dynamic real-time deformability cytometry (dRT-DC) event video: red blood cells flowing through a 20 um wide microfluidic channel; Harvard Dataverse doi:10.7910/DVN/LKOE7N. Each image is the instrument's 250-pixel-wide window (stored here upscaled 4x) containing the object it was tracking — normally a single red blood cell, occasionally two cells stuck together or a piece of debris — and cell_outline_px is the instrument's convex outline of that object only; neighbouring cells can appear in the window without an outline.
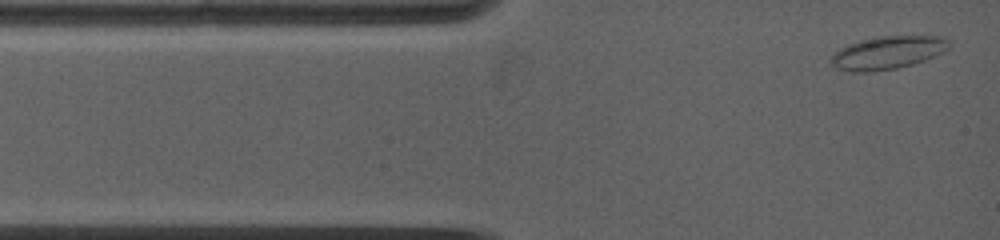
{"species": "common noctule bat (a hibernating species)", "species_latin": "Nyctalus noctula", "temperature_condition": "warm", "stored_images_in_passage": 25, "camera_frame_rate_fps": 5000, "um_per_image_px": 0.085, "animal": {"sex": "female", "body_mass_g": 19.0, "forearm_length_mm": 53.3}, "frame": {"image": 1, "passage_image": 1, "time_ms": 0.0, "image_size_px": [1000, 240], "cell_outline_px": [[948, 48], [924, 60], [912, 64], [896, 68], [864, 72], [852, 72], [836, 68], [832, 64], [832, 56], [840, 48], [848, 44], [860, 40], [880, 36], [940, 36], [948, 40]], "centroid_in_image_um": [75.41, 4.47], "position_along_channel_um": 9.6, "area_um2": 22.2}}
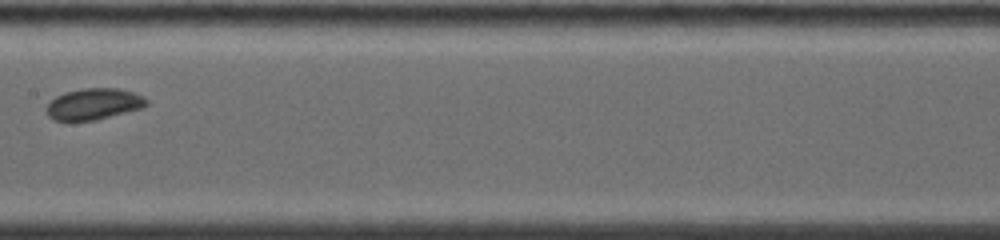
{"frame": {"image": 2, "passage_image": 13, "time_ms": 6.0, "image_size_px": [1000, 240], "cell_outline_px": [[148, 104], [144, 108], [96, 120], [56, 120], [48, 116], [44, 108], [56, 96], [64, 92], [84, 88], [120, 88], [144, 96], [148, 100]], "centroid_in_image_um": [8.0, 8.83], "position_along_channel_um": 199.4, "area_um2": 18.38}}
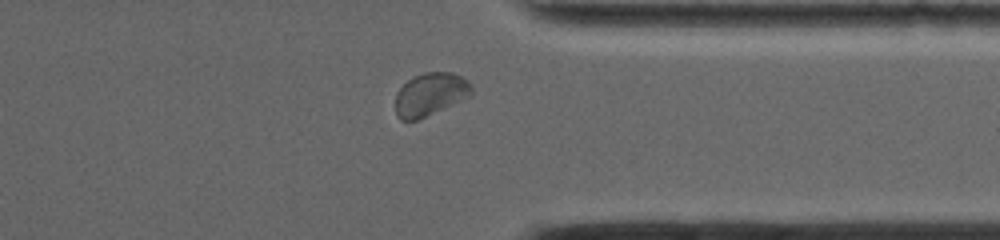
{"frame": {"image": 3, "passage_image": 22, "time_ms": 10.6, "image_size_px": [1000, 240], "cell_outline_px": [[472, 92], [468, 96], [416, 120], [400, 120], [396, 116], [396, 92], [412, 76], [424, 72], [452, 72], [468, 80], [472, 84]], "centroid_in_image_um": [36.54, 7.98], "position_along_channel_um": 374.9, "area_um2": 18.73}, "authors_computed_cell_mechanics": {"area_um2": 18.3804, "velocity_mm_per_s": 3.8584, "shape_relaxation_time_tau1_ms": 3.7024, "shape_relaxation_time_tau2_ms": 1.0938, "deformation_change_tau1": 0.0795, "deformation_change_tau2": 0.0384}}